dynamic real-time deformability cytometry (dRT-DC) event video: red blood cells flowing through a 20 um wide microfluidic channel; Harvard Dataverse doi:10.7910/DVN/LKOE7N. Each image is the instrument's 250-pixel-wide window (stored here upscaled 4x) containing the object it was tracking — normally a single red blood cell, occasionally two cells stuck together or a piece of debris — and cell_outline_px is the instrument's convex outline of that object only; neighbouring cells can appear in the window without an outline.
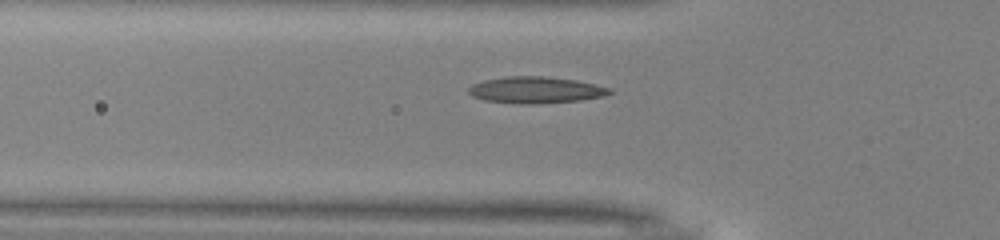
{"species": "common noctule bat (a hibernating species)", "species_latin": "Nyctalus noctula", "temperature_condition": "warm", "stored_images_in_passage": 33, "camera_frame_rate_fps": 3000, "um_per_image_px": 0.085, "animal": {"sex": "male", "body_mass_g": 13.0, "forearm_length_mm": 53.1}, "frame": {"image": 1, "passage_image": 9, "time_ms": 2.667, "image_size_px": [1000, 240], "cell_outline_px": [[612, 92], [600, 96], [580, 100], [536, 104], [520, 104], [484, 100], [472, 96], [468, 92], [468, 88], [472, 84], [484, 80], [504, 76], [544, 76], [576, 80], [612, 88]], "centroid_in_image_um": [45.49, 7.64], "position_along_channel_um": 80.3, "area_um2": 21.79}}
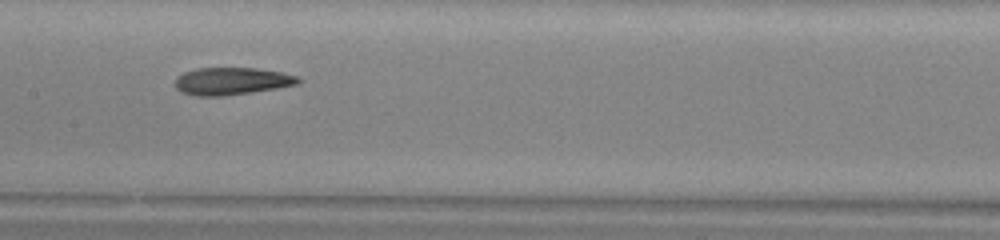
{"frame": {"image": 2, "passage_image": 17, "time_ms": 5.333, "image_size_px": [1000, 240], "cell_outline_px": [[300, 84], [252, 92], [224, 96], [192, 96], [180, 92], [176, 88], [176, 76], [184, 72], [196, 68], [256, 68], [284, 72], [300, 76]], "centroid_in_image_um": [19.71, 6.9], "position_along_channel_um": 187.7, "area_um2": 19.94}}
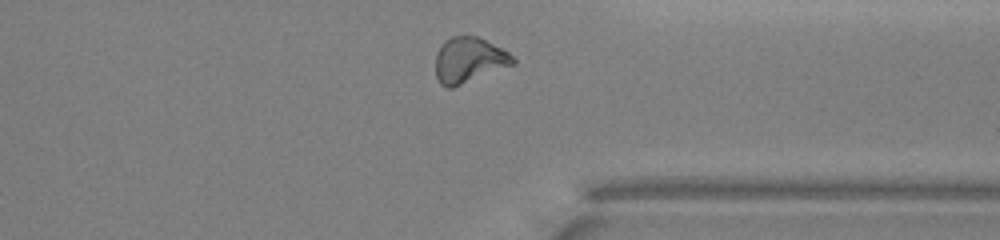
{"frame": {"image": 3, "passage_image": 31, "time_ms": 10.0, "image_size_px": [1000, 240], "cell_outline_px": [[516, 64], [452, 88], [448, 88], [440, 84], [436, 76], [436, 52], [440, 44], [444, 40], [452, 36], [476, 36], [508, 52], [516, 60]], "centroid_in_image_um": [39.84, 5.11], "position_along_channel_um": 371.6, "area_um2": 20.52}, "authors_computed_cell_mechanics": {"area_um2": 19.941, "velocity_mm_per_s": 4.0194, "shape_relaxation_time_tau1_ms": null, "shape_relaxation_time_tau2_ms": 2.7218, "deformation_change_tau1": null, "deformation_change_tau2": 0.0959}}